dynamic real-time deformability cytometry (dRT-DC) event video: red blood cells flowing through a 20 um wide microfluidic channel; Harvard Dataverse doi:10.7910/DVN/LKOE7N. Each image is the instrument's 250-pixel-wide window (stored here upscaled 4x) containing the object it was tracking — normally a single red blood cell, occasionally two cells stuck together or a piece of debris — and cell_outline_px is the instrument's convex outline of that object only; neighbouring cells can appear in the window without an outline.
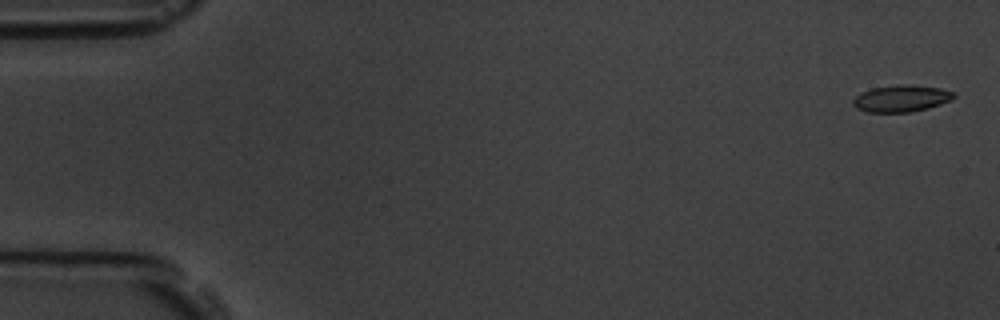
{"species": "common noctule bat (a hibernating species)", "species_latin": "Nyctalus noctula", "temperature_condition": "room temperature", "stored_images_in_passage": 12, "camera_frame_rate_fps": 3000, "um_per_image_px": 0.085, "animal": {"sex": "male", "body_mass_g": 19.5, "forearm_length_mm": 54.6}, "frame": {"image": 1, "passage_image": 1, "time_ms": 0.0, "image_size_px": [1000, 320], "cell_outline_px": [[956, 96], [952, 100], [928, 108], [908, 112], [868, 112], [856, 108], [852, 104], [852, 100], [860, 92], [872, 88], [896, 84], [908, 84], [940, 88], [956, 92]], "centroid_in_image_um": [76.61, 8.36], "position_along_channel_um": 8.4, "area_um2": 15.9}}
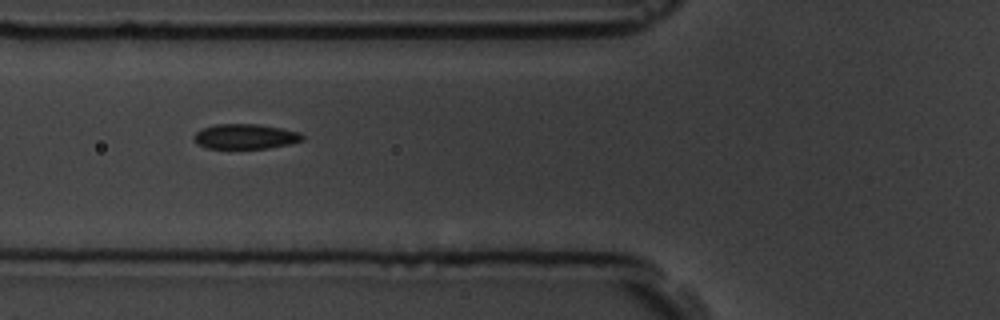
{"frame": {"image": 2, "passage_image": 6, "time_ms": 6.667, "image_size_px": [1000, 320], "cell_outline_px": [[304, 140], [288, 144], [268, 148], [208, 148], [196, 144], [192, 136], [200, 128], [216, 124], [256, 124], [280, 128], [300, 132], [304, 136]], "centroid_in_image_um": [20.81, 11.6], "position_along_channel_um": 105.0, "area_um2": 15.84}}
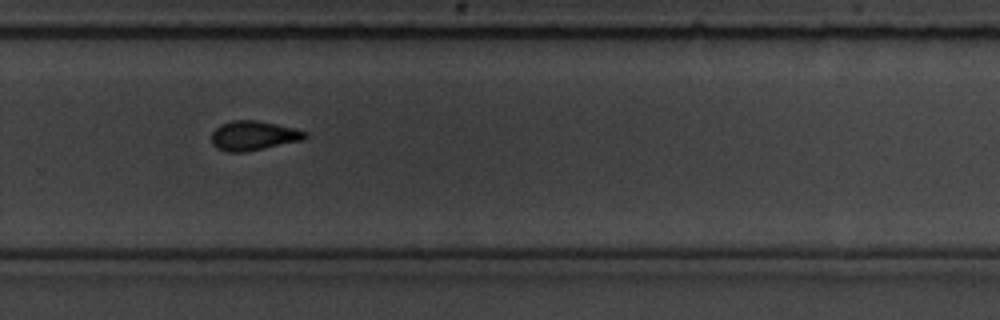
{"frame": {"image": 3, "passage_image": 11, "time_ms": 12.333, "image_size_px": [1000, 320], "cell_outline_px": [[308, 136], [304, 140], [244, 152], [224, 152], [216, 148], [212, 144], [212, 132], [220, 124], [232, 120], [256, 120], [296, 128], [308, 132]], "centroid_in_image_um": [21.55, 11.53], "position_along_channel_um": 308.2, "area_um2": 16.24}}